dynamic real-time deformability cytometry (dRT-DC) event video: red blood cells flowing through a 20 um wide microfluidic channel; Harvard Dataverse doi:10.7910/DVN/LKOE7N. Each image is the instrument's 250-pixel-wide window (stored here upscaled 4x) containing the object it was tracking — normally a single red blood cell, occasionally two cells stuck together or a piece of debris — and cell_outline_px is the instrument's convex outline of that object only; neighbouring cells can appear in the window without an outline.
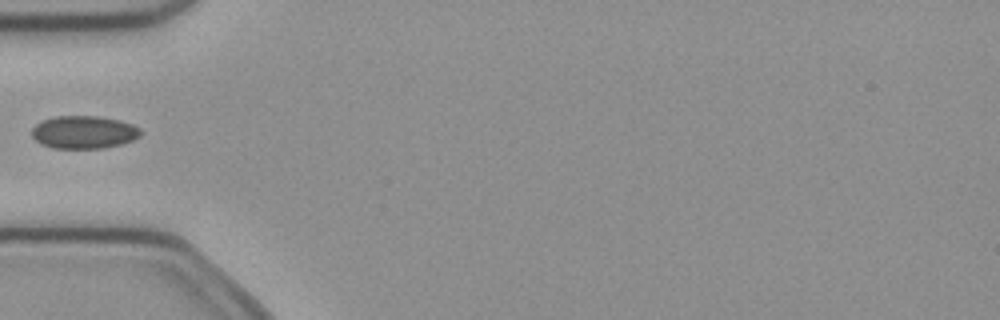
{"species": "common noctule bat (a hibernating species)", "species_latin": "Nyctalus noctula", "temperature_condition": "cold", "stored_images_in_passage": 4, "camera_frame_rate_fps": 3000, "um_per_image_px": 0.085, "animal": {"sex": "female", "body_mass_g": 21.9}, "frame": {"image": 1, "passage_image": 4, "time_ms": 1.0, "image_size_px": [1000, 320], "cell_outline_px": [[140, 136], [132, 140], [120, 144], [104, 148], [52, 148], [40, 144], [32, 136], [32, 128], [40, 120], [56, 116], [100, 116], [120, 120], [132, 124], [140, 128]], "centroid_in_image_um": [7.1, 11.23], "position_along_channel_um": 77.9, "area_um2": 20.92}}